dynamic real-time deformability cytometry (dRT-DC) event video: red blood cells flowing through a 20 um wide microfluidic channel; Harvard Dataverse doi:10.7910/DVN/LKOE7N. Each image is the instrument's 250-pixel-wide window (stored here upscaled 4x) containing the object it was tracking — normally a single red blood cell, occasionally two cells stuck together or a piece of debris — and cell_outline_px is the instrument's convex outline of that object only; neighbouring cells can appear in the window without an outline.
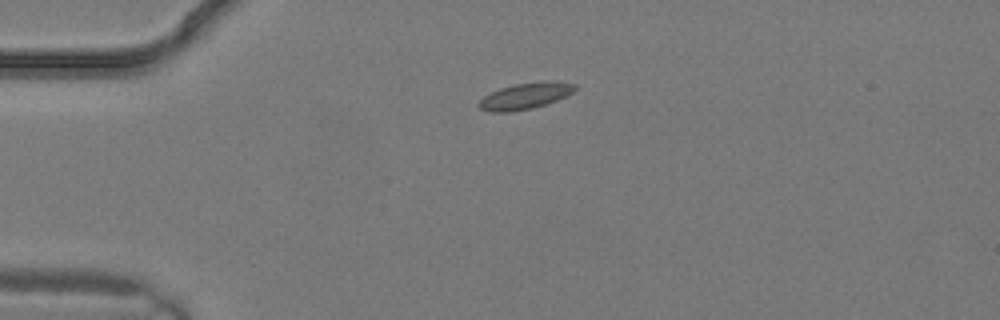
{"species": "common noctule bat (a hibernating species)", "species_latin": "Nyctalus noctula", "temperature_condition": "warm", "stored_images_in_passage": 2, "camera_frame_rate_fps": 3000, "um_per_image_px": 0.085, "animal": {"sex": "male", "body_mass_g": 19.2, "forearm_length_mm": 51.8}, "frame": {"image": 1, "passage_image": 2, "time_ms": 0.333, "image_size_px": [1000, 320], "cell_outline_px": [[576, 88], [572, 92], [556, 100], [532, 108], [508, 112], [492, 112], [480, 108], [476, 104], [484, 96], [500, 88], [516, 84], [552, 80], [556, 80], [576, 84]], "centroid_in_image_um": [44.64, 8.15], "position_along_channel_um": 40.4, "area_um2": 14.51}}